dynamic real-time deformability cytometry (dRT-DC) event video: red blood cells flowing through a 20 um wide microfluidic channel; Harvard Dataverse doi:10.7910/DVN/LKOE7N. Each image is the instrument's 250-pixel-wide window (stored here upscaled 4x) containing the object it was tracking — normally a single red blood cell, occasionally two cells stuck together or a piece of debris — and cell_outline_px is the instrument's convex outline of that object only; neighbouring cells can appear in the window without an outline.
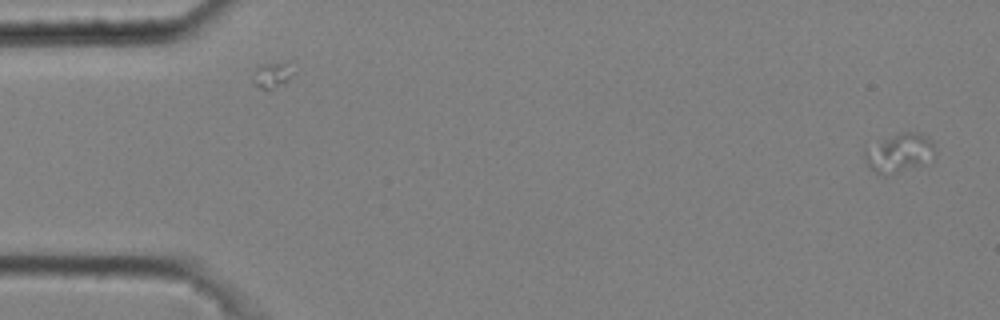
{"species": "common noctule bat (a hibernating species)", "species_latin": "Nyctalus noctula", "temperature_condition": "cold", "stored_images_in_passage": 4, "camera_frame_rate_fps": 3000, "um_per_image_px": 0.085, "animal": {"sex": "male", "body_mass_g": 20.4}, "frame": {"image": 1, "passage_image": 1, "time_ms": 0.0, "image_size_px": [1000, 320], "cell_outline_px": [[936, 152], [920, 164], [884, 176], [876, 172], [868, 164], [864, 156], [864, 148], [900, 132], [920, 132], [928, 136], [932, 140]], "centroid_in_image_um": [76.43, 12.95], "position_along_channel_um": 8.6, "area_um2": 15.43}}
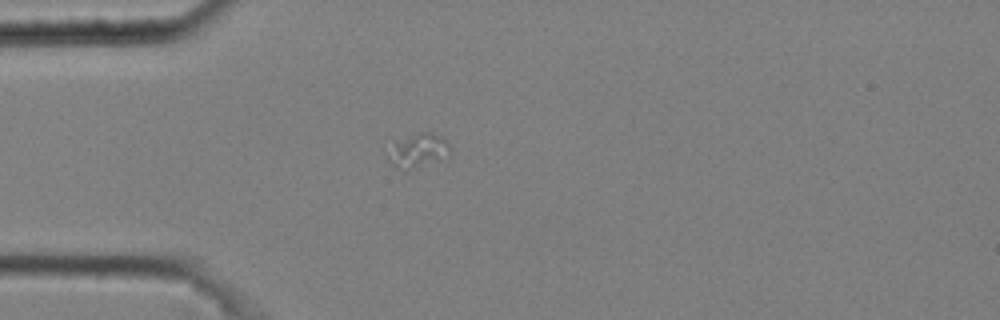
{"frame": {"image": 2, "passage_image": 4, "time_ms": 1.0, "image_size_px": [1000, 320], "cell_outline_px": [[448, 156], [404, 172], [392, 164], [396, 140], [416, 132], [432, 132], [440, 136], [448, 144]], "centroid_in_image_um": [35.6, 12.78], "position_along_channel_um": 49.4, "area_um2": 11.56}}